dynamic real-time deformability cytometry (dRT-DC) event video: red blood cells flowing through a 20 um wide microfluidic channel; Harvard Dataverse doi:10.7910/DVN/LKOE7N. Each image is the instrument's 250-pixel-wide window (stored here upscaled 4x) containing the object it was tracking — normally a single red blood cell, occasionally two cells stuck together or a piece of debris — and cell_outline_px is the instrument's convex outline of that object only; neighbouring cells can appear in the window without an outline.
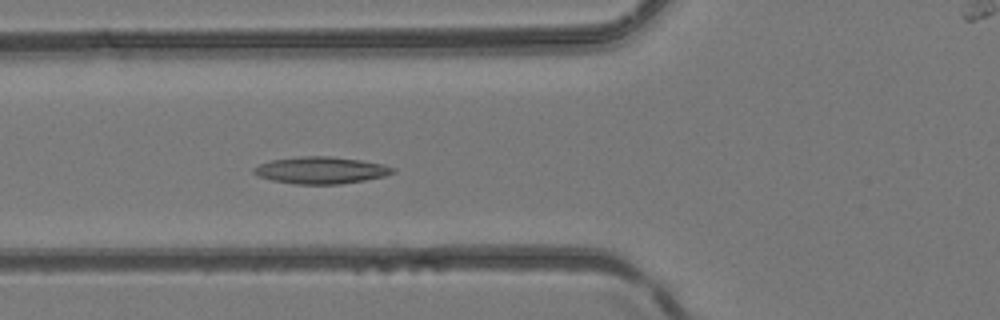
{"species": "common noctule bat (a hibernating species)", "species_latin": "Nyctalus noctula", "temperature_condition": "room temperature", "stored_images_in_passage": 34, "camera_frame_rate_fps": 3000, "um_per_image_px": 0.085, "animal": {"sex": "female", "body_mass_g": 24.6, "forearm_length_mm": 56.2}, "frame": {"image": 1, "passage_image": 4, "time_ms": 1.0, "image_size_px": [1000, 320], "cell_outline_px": [[396, 172], [384, 176], [364, 180], [340, 184], [296, 184], [272, 180], [260, 176], [252, 172], [252, 168], [260, 164], [272, 160], [300, 156], [332, 156], [360, 160], [384, 164], [396, 168]], "centroid_in_image_um": [27.31, 14.46], "position_along_channel_um": 98.5, "area_um2": 21.79}}
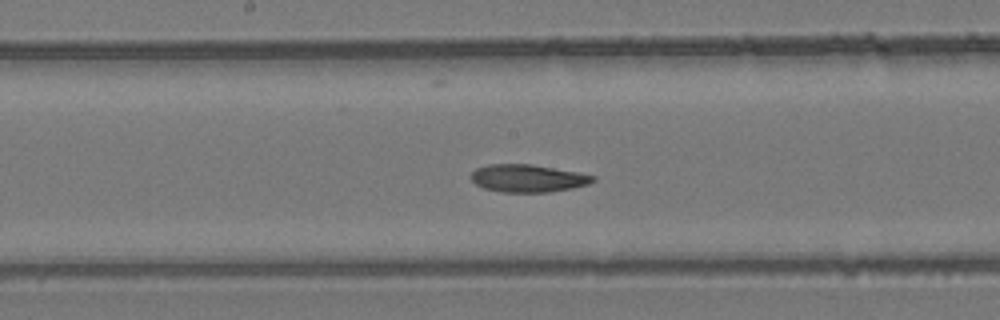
{"frame": {"image": 2, "passage_image": 11, "time_ms": 3.333, "image_size_px": [1000, 320], "cell_outline_px": [[596, 180], [588, 184], [572, 188], [548, 192], [500, 192], [484, 188], [476, 184], [472, 180], [472, 172], [476, 168], [488, 164], [532, 164], [576, 172], [596, 176]], "centroid_in_image_um": [44.86, 15.15], "position_along_channel_um": 203.3, "area_um2": 19.54}}
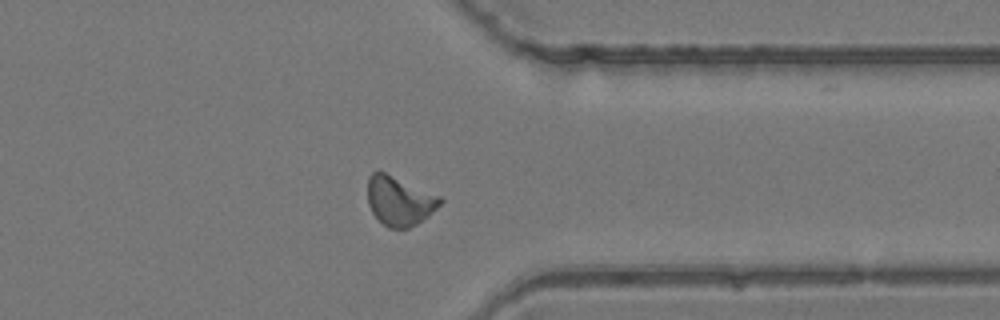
{"frame": {"image": 3, "passage_image": 23, "time_ms": 7.333, "image_size_px": [1000, 320], "cell_outline_px": [[444, 200], [428, 216], [416, 224], [408, 228], [388, 228], [372, 212], [368, 204], [368, 176], [372, 172], [384, 172], [440, 196]], "centroid_in_image_um": [33.94, 17.08], "position_along_channel_um": 377.5, "area_um2": 20.46}}